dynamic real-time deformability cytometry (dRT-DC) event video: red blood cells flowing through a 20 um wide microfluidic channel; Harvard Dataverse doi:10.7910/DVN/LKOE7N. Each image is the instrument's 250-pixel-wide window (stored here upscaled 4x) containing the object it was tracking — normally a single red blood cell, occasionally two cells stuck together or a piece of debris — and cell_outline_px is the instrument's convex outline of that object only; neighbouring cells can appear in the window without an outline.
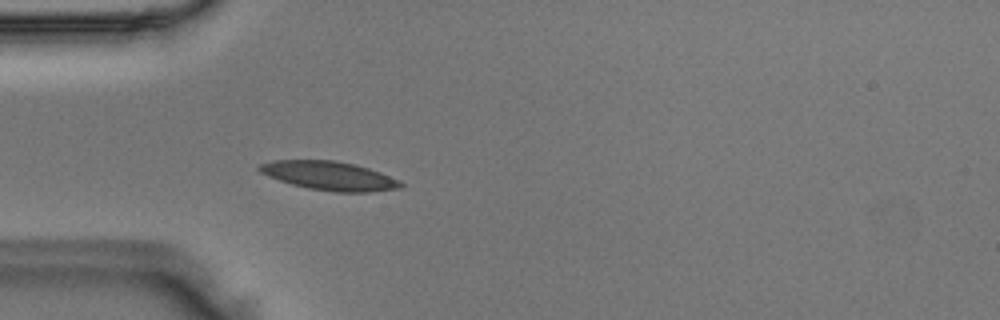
{"species": "Egyptian fruit bat (a non-hibernating species)", "species_latin": "Rousettus aegyptiacus", "temperature_condition": "room temperature", "stored_images_in_passage": 37, "camera_frame_rate_fps": 3000, "um_per_image_px": 0.085, "animal": {"sex": "male"}, "frame": {"image": 1, "passage_image": 1, "time_ms": 0.0, "image_size_px": [1000, 320], "cell_outline_px": [[404, 188], [368, 192], [336, 192], [308, 188], [292, 184], [268, 176], [260, 172], [256, 168], [260, 164], [276, 160], [336, 160], [356, 164], [380, 172], [400, 180], [404, 184]], "centroid_in_image_um": [28.03, 14.94], "position_along_channel_um": 57.0, "area_um2": 23.81}}
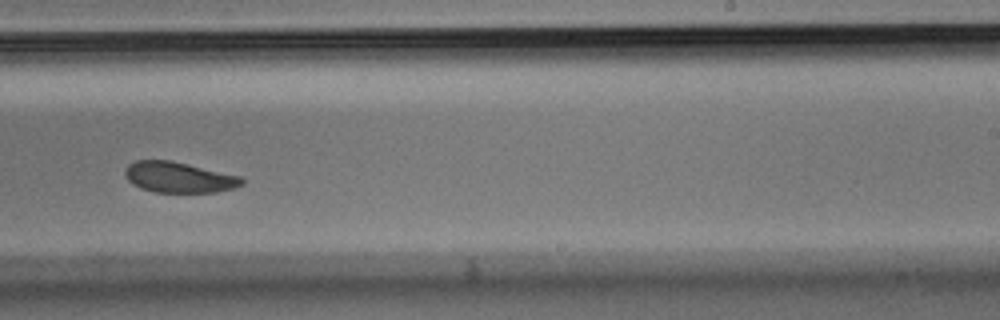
{"frame": {"image": 2, "passage_image": 18, "time_ms": 5.667, "image_size_px": [1000, 320], "cell_outline_px": [[244, 184], [232, 188], [216, 192], [156, 192], [140, 188], [132, 184], [124, 176], [124, 168], [128, 164], [136, 160], [172, 160], [240, 176], [244, 180]], "centroid_in_image_um": [15.16, 15.06], "position_along_channel_um": 273.8, "area_um2": 20.98}}
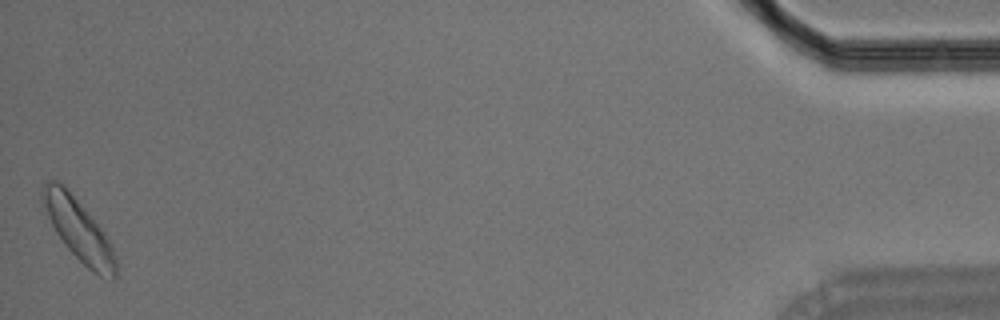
{"frame": {"image": 3, "passage_image": 37, "time_ms": 12.0, "image_size_px": [1000, 320], "cell_outline_px": [[116, 276], [112, 280], [100, 276], [88, 268], [64, 244], [56, 232], [40, 200], [40, 192], [44, 184], [48, 180], [60, 180], [64, 184], [104, 232], [116, 256]], "centroid_in_image_um": [6.65, 19.49], "position_along_channel_um": 428.5, "area_um2": 26.01}}